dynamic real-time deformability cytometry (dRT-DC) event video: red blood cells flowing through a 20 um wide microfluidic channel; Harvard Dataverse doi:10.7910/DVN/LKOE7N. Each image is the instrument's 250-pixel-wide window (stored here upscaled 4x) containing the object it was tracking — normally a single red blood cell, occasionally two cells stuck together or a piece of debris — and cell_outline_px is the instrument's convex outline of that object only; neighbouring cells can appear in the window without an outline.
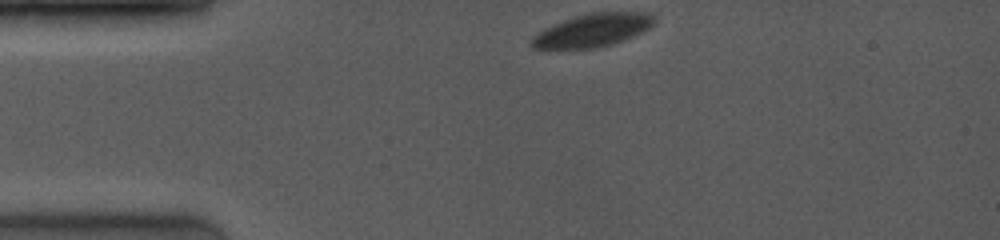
{"species": "common noctule bat (a hibernating species)", "species_latin": "Nyctalus noctula", "temperature_condition": "room temperature", "stored_images_in_passage": 32, "camera_frame_rate_fps": 4000, "um_per_image_px": 0.085, "animal": {"sex": "female", "body_mass_g": 19.0, "forearm_length_mm": 53.3}, "frame": {"image": 1, "passage_image": 1, "time_ms": 0.0, "image_size_px": [1000, 240], "cell_outline_px": [[656, 20], [652, 28], [644, 32], [624, 40], [612, 44], [596, 48], [532, 48], [528, 44], [528, 40], [536, 32], [564, 20], [588, 12], [652, 12], [656, 16]], "centroid_in_image_um": [50.42, 2.56], "position_along_channel_um": 34.6, "area_um2": 24.04}}
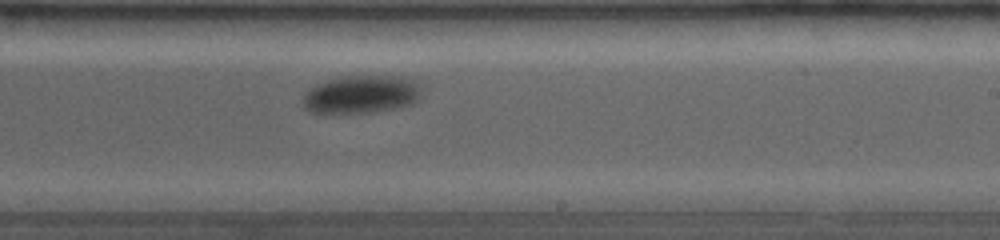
{"frame": {"image": 2, "passage_image": 18, "time_ms": 7.0, "image_size_px": [1000, 240], "cell_outline_px": [[424, 84], [420, 96], [412, 104], [396, 108], [376, 112], [308, 112], [304, 108], [304, 92], [316, 84], [328, 80], [348, 76], [400, 76], [420, 80]], "centroid_in_image_um": [30.8, 8.0], "position_along_channel_um": 258.2, "area_um2": 26.53}}
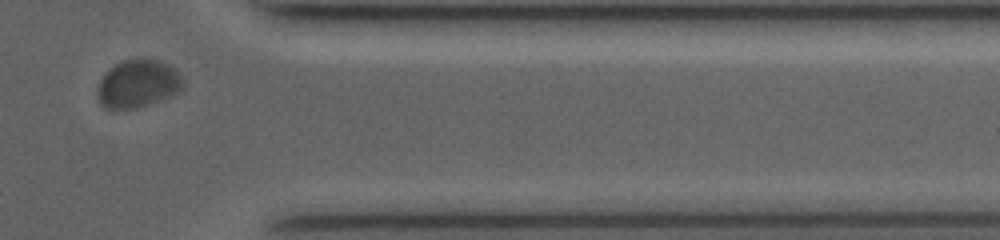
{"frame": {"image": 3, "passage_image": 29, "time_ms": 10.75, "image_size_px": [1000, 240], "cell_outline_px": [[184, 88], [172, 96], [136, 108], [104, 108], [100, 104], [96, 96], [96, 92], [100, 80], [108, 68], [124, 60], [156, 60], [168, 64], [180, 76], [184, 84]], "centroid_in_image_um": [11.69, 7.14], "position_along_channel_um": 399.7, "area_um2": 23.64}, "authors_computed_cell_mechanics": {"area_um2": 25.8944, "velocity_mm_per_s": 3.8077, "shape_relaxation_time_tau1_ms": 2.2233, "shape_relaxation_time_tau2_ms": null, "deformation_change_tau1": 0.0691, "deformation_change_tau2": null}}